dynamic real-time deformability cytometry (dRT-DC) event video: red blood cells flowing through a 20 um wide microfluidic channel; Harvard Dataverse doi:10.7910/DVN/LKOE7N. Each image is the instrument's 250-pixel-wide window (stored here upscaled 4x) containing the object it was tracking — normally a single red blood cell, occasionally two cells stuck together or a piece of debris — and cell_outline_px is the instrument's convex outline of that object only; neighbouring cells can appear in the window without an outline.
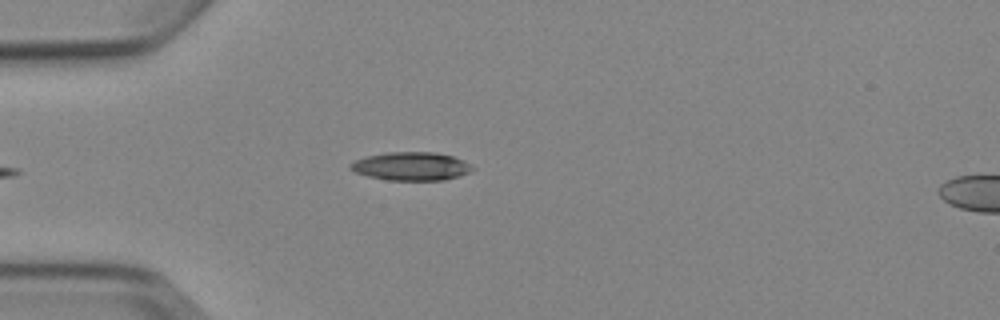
{"species": "Egyptian fruit bat (a non-hibernating species)", "species_latin": "Rousettus aegyptiacus", "temperature_condition": "cold", "stored_images_in_passage": 5, "camera_frame_rate_fps": 3000, "um_per_image_px": 0.085, "animal": {"sex": "female"}, "frame": {"image": 1, "passage_image": 5, "time_ms": 5.333, "image_size_px": [1000, 320], "cell_outline_px": [[476, 168], [460, 176], [444, 180], [388, 180], [368, 176], [356, 172], [348, 168], [348, 164], [364, 156], [384, 152], [436, 152], [452, 156], [464, 160]], "centroid_in_image_um": [34.94, 14.12], "position_along_channel_um": 50.1, "area_um2": 20.35}}